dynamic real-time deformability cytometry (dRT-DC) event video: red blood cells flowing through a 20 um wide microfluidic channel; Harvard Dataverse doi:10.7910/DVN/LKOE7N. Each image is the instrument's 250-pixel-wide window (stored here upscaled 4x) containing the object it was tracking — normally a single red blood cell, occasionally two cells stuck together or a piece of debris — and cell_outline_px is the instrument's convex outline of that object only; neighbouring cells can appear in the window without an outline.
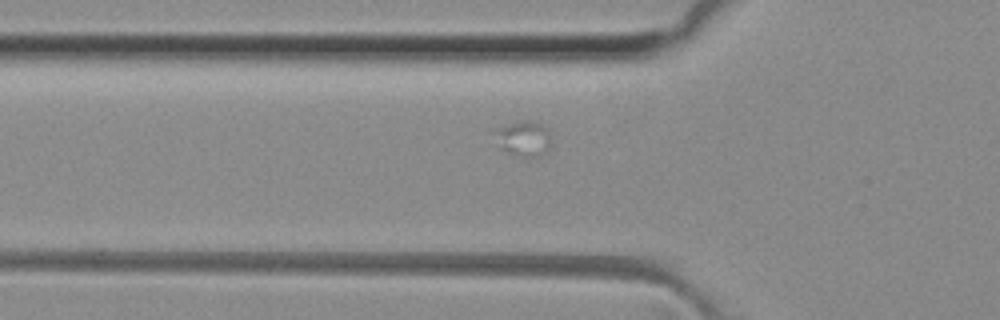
{"species": "common noctule bat (a hibernating species)", "species_latin": "Nyctalus noctula", "temperature_condition": "room temperature", "stored_images_in_passage": 4, "camera_frame_rate_fps": 3000, "um_per_image_px": 0.085, "animal": {"sex": "female", "body_mass_g": 29.2, "forearm_length_mm": 56.3}, "frame": {"image": 1, "passage_image": 4, "time_ms": 1.0, "image_size_px": [1000, 320], "cell_outline_px": [[552, 144], [548, 152], [536, 156], [532, 156], [512, 152], [500, 148], [500, 128], [520, 120], [536, 120], [548, 128]], "centroid_in_image_um": [44.69, 11.73], "position_along_channel_um": 81.1, "area_um2": 10.92}}